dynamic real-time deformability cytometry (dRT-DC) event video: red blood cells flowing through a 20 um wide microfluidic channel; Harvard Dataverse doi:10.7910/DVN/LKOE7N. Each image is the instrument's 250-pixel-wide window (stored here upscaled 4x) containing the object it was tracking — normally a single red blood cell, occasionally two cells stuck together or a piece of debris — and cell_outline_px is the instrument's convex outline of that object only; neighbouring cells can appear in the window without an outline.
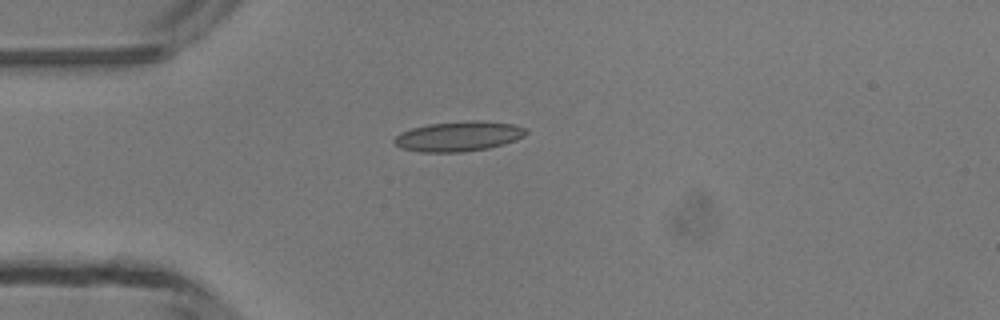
{"species": "common noctule bat (a hibernating species)", "species_latin": "Nyctalus noctula", "temperature_condition": "room temperature", "stored_images_in_passage": 2, "camera_frame_rate_fps": 3000, "um_per_image_px": 0.085, "animal": {"sex": "male", "body_mass_g": 13.3}, "frame": {"image": 1, "passage_image": 1, "time_ms": 0.0, "image_size_px": [1000, 320], "cell_outline_px": [[528, 132], [524, 136], [516, 140], [504, 144], [488, 148], [460, 152], [420, 152], [400, 148], [392, 140], [400, 132], [412, 128], [428, 124], [468, 120], [480, 120], [512, 124], [524, 128]], "centroid_in_image_um": [38.96, 11.58], "position_along_channel_um": 46.0, "area_um2": 23.06}}